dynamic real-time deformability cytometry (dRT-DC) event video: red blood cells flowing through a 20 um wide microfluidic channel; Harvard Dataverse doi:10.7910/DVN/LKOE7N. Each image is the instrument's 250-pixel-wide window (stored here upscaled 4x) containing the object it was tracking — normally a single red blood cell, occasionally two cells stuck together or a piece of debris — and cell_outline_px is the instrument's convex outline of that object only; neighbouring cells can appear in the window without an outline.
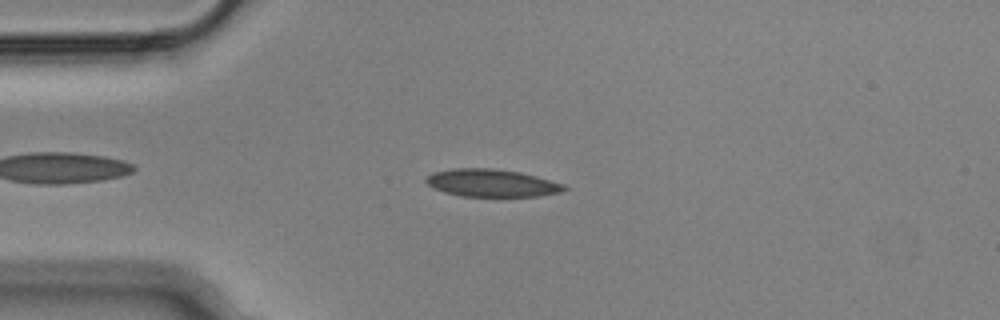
{"species": "Egyptian fruit bat (a non-hibernating species)", "species_latin": "Rousettus aegyptiacus", "temperature_condition": "cold", "stored_images_in_passage": 2, "camera_frame_rate_fps": 3000, "um_per_image_px": 0.085, "animal": {"sex": "male"}, "frame": {"image": 1, "passage_image": 2, "time_ms": 0.333, "image_size_px": [1000, 320], "cell_outline_px": [[568, 188], [560, 192], [540, 196], [460, 196], [444, 192], [428, 184], [424, 180], [432, 172], [452, 168], [492, 168], [520, 172], [536, 176], [564, 184]], "centroid_in_image_um": [41.79, 15.55], "position_along_channel_um": 43.2, "area_um2": 22.14}}